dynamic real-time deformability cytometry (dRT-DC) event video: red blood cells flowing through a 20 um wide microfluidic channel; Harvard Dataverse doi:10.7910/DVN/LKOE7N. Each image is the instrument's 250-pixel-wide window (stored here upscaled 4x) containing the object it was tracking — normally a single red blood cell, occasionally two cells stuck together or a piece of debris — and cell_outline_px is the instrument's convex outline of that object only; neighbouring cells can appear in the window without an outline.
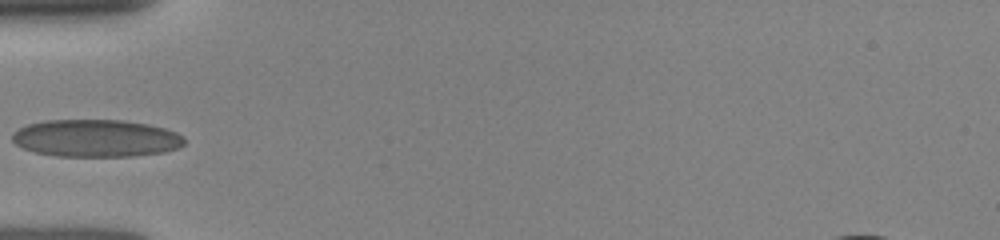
{"species": "human", "species_latin": "Homo sapiens", "temperature_condition": "room temperature", "stored_images_in_passage": 45, "camera_frame_rate_fps": 3000, "um_per_image_px": 0.085, "donor": {"sex": "female"}, "frame": {"image": 1, "passage_image": 1, "time_ms": 0.0, "image_size_px": [1000, 240], "cell_outline_px": [[184, 144], [176, 148], [164, 152], [132, 156], [56, 156], [36, 152], [24, 148], [16, 144], [12, 140], [12, 132], [28, 124], [44, 120], [124, 120], [148, 124], [164, 128], [176, 132], [184, 136]], "centroid_in_image_um": [8.16, 11.74], "position_along_channel_um": 76.8, "area_um2": 37.51}}
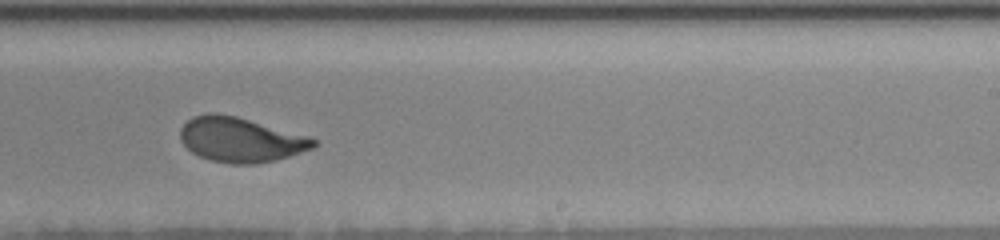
{"frame": {"image": 2, "passage_image": 23, "time_ms": 4.667, "image_size_px": [1000, 240], "cell_outline_px": [[316, 144], [312, 148], [288, 156], [256, 164], [232, 164], [212, 160], [200, 156], [192, 152], [180, 140], [180, 128], [192, 116], [208, 112], [216, 112], [236, 116], [308, 136], [316, 140]], "centroid_in_image_um": [20.4, 11.86], "position_along_channel_um": 268.6, "area_um2": 34.45}}
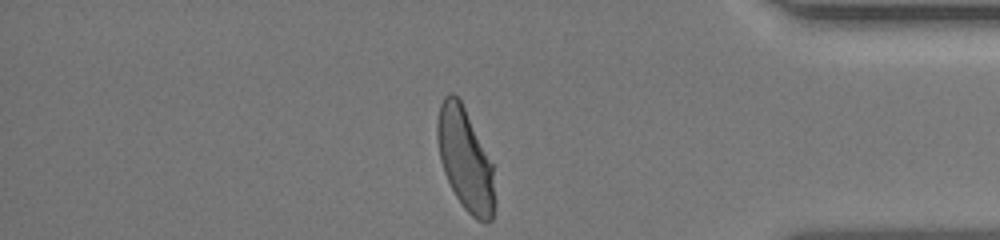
{"frame": {"image": 3, "passage_image": 44, "time_ms": 8.333, "image_size_px": [1000, 240], "cell_outline_px": [[496, 204], [492, 220], [476, 220], [464, 208], [456, 196], [444, 172], [440, 160], [436, 136], [436, 124], [440, 104], [444, 96], [448, 92], [452, 92], [460, 100], [492, 164], [496, 200]], "centroid_in_image_um": [39.53, 13.57], "position_along_channel_um": 395.7, "area_um2": 33.93}}